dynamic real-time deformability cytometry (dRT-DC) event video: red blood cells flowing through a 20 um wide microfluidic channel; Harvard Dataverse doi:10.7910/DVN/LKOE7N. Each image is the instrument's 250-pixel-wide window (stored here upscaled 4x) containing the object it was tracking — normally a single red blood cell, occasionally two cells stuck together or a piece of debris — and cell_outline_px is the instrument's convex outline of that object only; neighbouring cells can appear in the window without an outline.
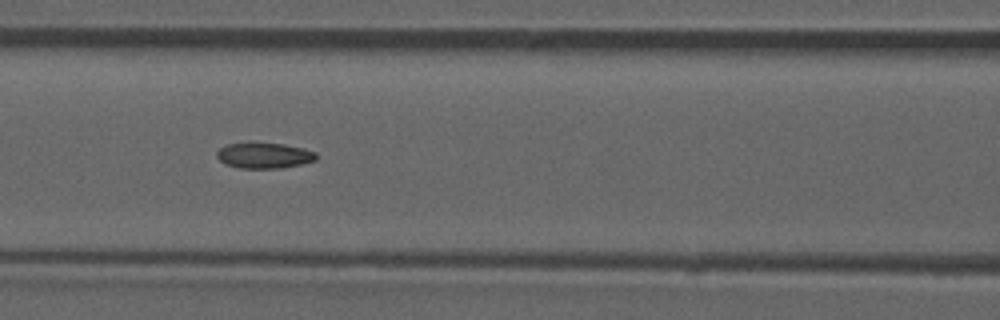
{"species": "common noctule bat (a hibernating species)", "species_latin": "Nyctalus noctula", "temperature_condition": "room temperature", "stored_images_in_passage": 53, "camera_frame_rate_fps": 3000, "um_per_image_px": 0.085, "animal": {"sex": "male", "forearm_length_mm": 52.5}, "frame": {"image": 1, "passage_image": 23, "time_ms": 7.333, "image_size_px": [1000, 320], "cell_outline_px": [[316, 160], [300, 164], [280, 168], [240, 168], [224, 164], [216, 156], [216, 152], [220, 148], [228, 144], [248, 140], [252, 140], [284, 144], [304, 148], [316, 152]], "centroid_in_image_um": [22.41, 13.17], "position_along_channel_um": 144.2, "area_um2": 15.43}, "authors_computed_cell_mechanics": {"area_um2": 15.1436, "velocity_mm_per_s": 3.9256, "shape_relaxation_time_tau1_ms": null, "shape_relaxation_time_tau2_ms": 2.5905, "deformation_change_tau1": null, "deformation_change_tau2": 0.0894}}